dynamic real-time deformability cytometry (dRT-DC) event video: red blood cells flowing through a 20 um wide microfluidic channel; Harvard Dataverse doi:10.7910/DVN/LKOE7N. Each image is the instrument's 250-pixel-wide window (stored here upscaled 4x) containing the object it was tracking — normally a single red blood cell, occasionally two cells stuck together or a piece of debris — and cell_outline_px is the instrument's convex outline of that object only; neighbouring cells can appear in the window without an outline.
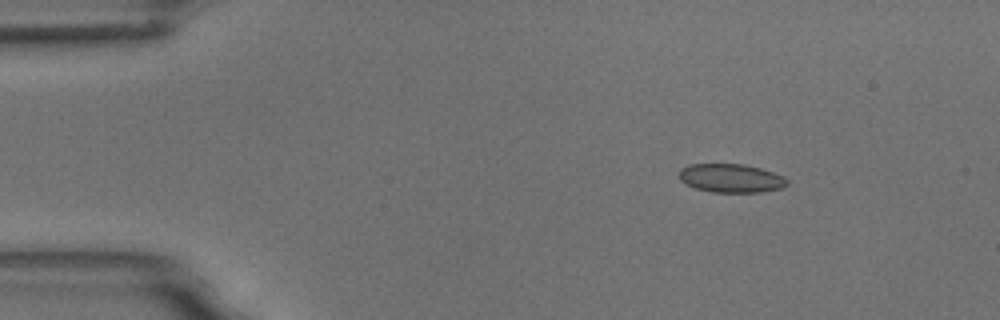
{"species": "common noctule bat (a hibernating species)", "species_latin": "Nyctalus noctula", "temperature_condition": "room temperature", "stored_images_in_passage": 11, "camera_frame_rate_fps": 3000, "um_per_image_px": 0.085, "animal": {"sex": "male", "body_mass_g": 18.8}, "frame": {"image": 1, "passage_image": 1, "time_ms": 0.0, "image_size_px": [1000, 320], "cell_outline_px": [[788, 184], [784, 188], [760, 192], [712, 192], [696, 188], [684, 184], [680, 180], [680, 168], [688, 164], [744, 164], [760, 168], [784, 176], [788, 180]], "centroid_in_image_um": [62.14, 15.14], "position_along_channel_um": 22.9, "area_um2": 18.15}}
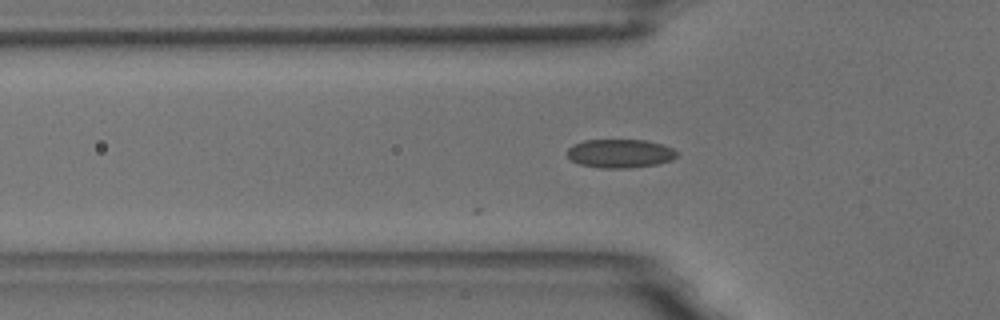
{"frame": {"image": 2, "passage_image": 11, "time_ms": 3.333, "image_size_px": [1000, 320], "cell_outline_px": [[680, 152], [672, 160], [660, 164], [628, 168], [600, 168], [580, 164], [572, 160], [568, 156], [568, 148], [572, 144], [584, 140], [644, 140], [660, 144], [672, 148]], "centroid_in_image_um": [52.72, 13.05], "position_along_channel_um": 73.1, "area_um2": 18.38}}